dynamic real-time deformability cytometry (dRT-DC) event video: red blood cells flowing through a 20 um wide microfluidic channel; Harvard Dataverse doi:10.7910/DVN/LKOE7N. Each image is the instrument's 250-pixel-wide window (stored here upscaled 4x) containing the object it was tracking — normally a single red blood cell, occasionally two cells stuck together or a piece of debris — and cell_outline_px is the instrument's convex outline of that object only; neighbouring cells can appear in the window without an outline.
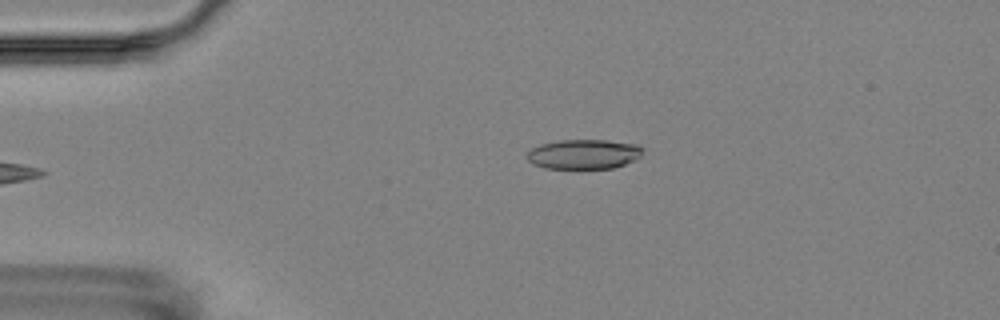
{"species": "Egyptian fruit bat (a non-hibernating species)", "species_latin": "Rousettus aegyptiacus", "temperature_condition": "room temperature", "stored_images_in_passage": 6, "camera_frame_rate_fps": 3000, "um_per_image_px": 0.085, "animal": {"sex": "female"}, "frame": {"image": 1, "passage_image": 6, "time_ms": 5.667, "image_size_px": [1000, 320], "cell_outline_px": [[640, 156], [636, 160], [612, 168], [544, 168], [532, 164], [524, 156], [532, 148], [540, 144], [560, 140], [608, 140], [636, 144], [640, 148]], "centroid_in_image_um": [49.56, 13.1], "position_along_channel_um": 35.4, "area_um2": 19.94}}